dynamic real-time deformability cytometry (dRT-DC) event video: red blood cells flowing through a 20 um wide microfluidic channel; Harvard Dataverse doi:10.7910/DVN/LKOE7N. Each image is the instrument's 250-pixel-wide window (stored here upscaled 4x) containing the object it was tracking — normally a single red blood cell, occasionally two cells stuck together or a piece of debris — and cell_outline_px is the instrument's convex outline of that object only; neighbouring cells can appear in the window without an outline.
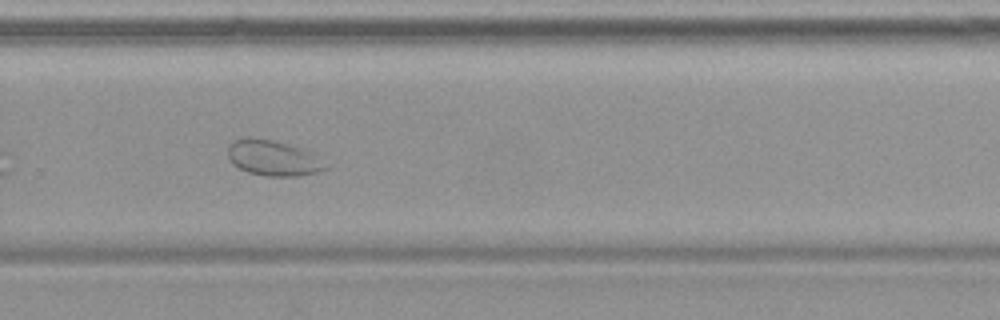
{"species": "common noctule bat (a hibernating species)", "species_latin": "Nyctalus noctula", "temperature_condition": "warm", "stored_images_in_passage": 36, "camera_frame_rate_fps": 3000, "um_per_image_px": 0.085, "animal": {"sex": "female", "body_mass_g": 19.9}, "frame": {"image": 1, "passage_image": 21, "time_ms": 6.667, "image_size_px": [1000, 320], "cell_outline_px": [[328, 168], [316, 172], [300, 176], [264, 176], [248, 172], [232, 164], [228, 156], [228, 144], [244, 136], [248, 136], [272, 140], [288, 144], [300, 148], [308, 152]], "centroid_in_image_um": [23.11, 13.42], "position_along_channel_um": 306.7, "area_um2": 19.88}}
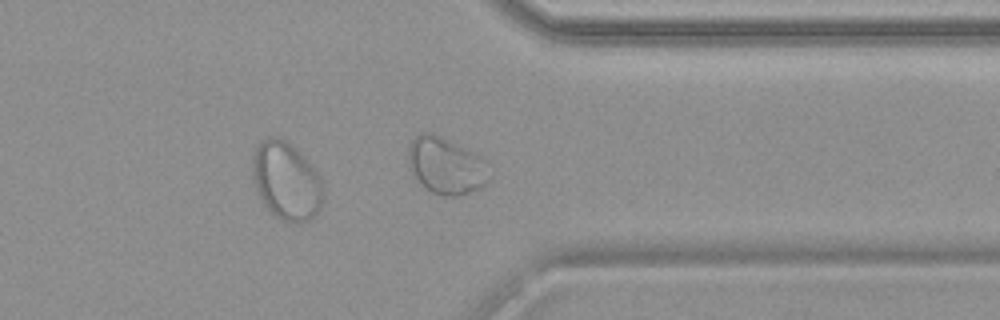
{"frame": {"image": 2, "passage_image": 26, "time_ms": 8.333, "image_size_px": [1000, 320], "cell_outline_px": [[324, 200], [320, 208], [308, 220], [300, 224], [292, 224], [280, 220], [268, 212], [252, 180], [252, 156], [256, 144], [260, 140], [268, 136], [280, 136], [300, 152], [308, 160], [320, 176], [324, 192]], "centroid_in_image_um": [24.32, 15.38], "position_along_channel_um": 387.1, "area_um2": 32.95}}